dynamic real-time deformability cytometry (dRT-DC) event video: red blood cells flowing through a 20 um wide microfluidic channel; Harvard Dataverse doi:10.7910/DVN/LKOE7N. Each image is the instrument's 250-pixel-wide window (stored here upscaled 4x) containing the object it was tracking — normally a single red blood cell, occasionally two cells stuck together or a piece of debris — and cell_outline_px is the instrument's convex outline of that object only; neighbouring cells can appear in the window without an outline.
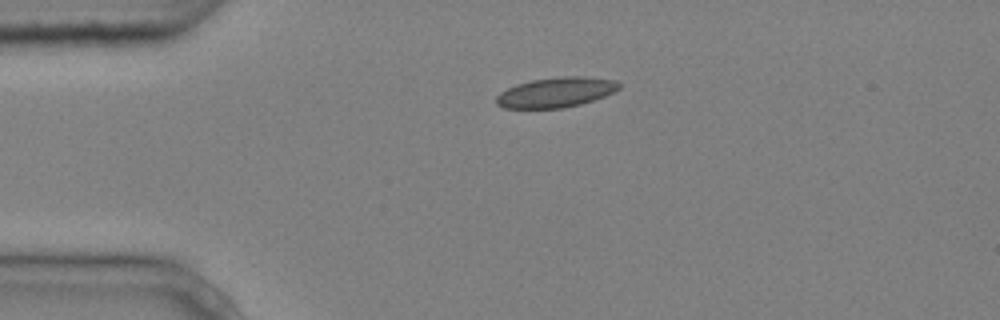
{"species": "common noctule bat (a hibernating species)", "species_latin": "Nyctalus noctula", "temperature_condition": "cold", "stored_images_in_passage": 2, "camera_frame_rate_fps": 3000, "um_per_image_px": 0.085, "animal": {"sex": "male", "body_mass_g": 20.4}, "frame": {"image": 1, "passage_image": 1, "time_ms": 0.0, "image_size_px": [1000, 320], "cell_outline_px": [[620, 88], [604, 96], [580, 104], [564, 108], [504, 108], [496, 104], [496, 96], [500, 92], [516, 84], [532, 80], [564, 76], [584, 76], [616, 80], [620, 84]], "centroid_in_image_um": [47.24, 7.84], "position_along_channel_um": 37.8, "area_um2": 21.39}}